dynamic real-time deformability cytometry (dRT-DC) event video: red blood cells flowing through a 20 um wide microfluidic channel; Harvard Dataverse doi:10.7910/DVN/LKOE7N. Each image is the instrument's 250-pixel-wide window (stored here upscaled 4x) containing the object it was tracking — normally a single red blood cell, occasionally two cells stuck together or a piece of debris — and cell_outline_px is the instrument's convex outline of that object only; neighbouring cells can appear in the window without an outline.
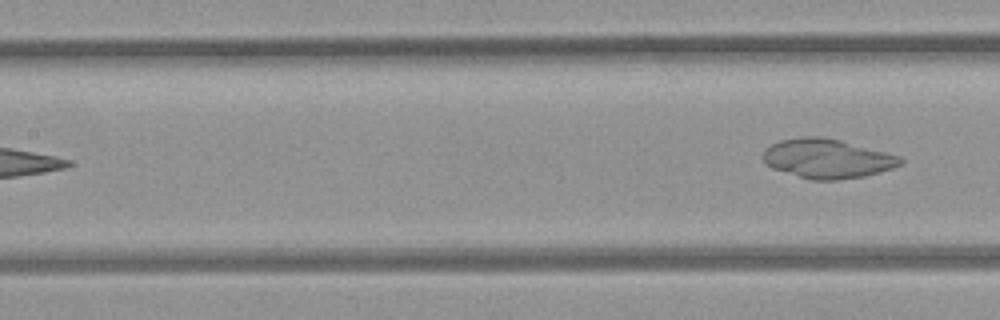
{"species": "common noctule bat (a hibernating species)", "species_latin": "Nyctalus noctula", "temperature_condition": "room temperature", "stored_images_in_passage": 6, "camera_frame_rate_fps": 3000, "um_per_image_px": 0.085, "animal": {"sex": "female", "body_mass_g": 21.9}, "frame": {"image": 1, "passage_image": 6, "time_ms": 6.0, "image_size_px": [1000, 320], "cell_outline_px": [[904, 164], [892, 168], [864, 176], [836, 180], [812, 180], [772, 168], [764, 164], [764, 152], [772, 144], [780, 140], [800, 136], [820, 136], [840, 140], [900, 156], [904, 160]], "centroid_in_image_um": [70.32, 13.48], "position_along_channel_um": 137.1, "area_um2": 31.27}}